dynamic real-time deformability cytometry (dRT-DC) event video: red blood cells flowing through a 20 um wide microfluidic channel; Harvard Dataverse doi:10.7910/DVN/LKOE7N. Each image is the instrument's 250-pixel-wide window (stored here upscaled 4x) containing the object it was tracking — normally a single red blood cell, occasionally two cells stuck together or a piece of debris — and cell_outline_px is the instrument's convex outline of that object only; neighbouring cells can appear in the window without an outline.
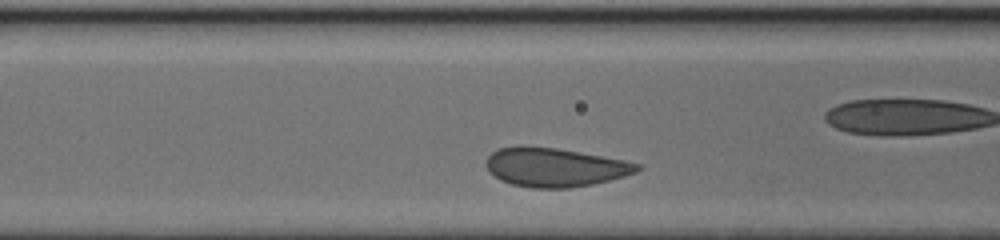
{"species": "human", "species_latin": "Homo sapiens", "temperature_condition": "cold", "stored_images_in_passage": 21, "camera_frame_rate_fps": 3000, "um_per_image_px": 0.085, "donor": {"sex": "female"}, "frame": {"image": 1, "passage_image": 15, "time_ms": 4.667, "image_size_px": [1000, 240], "cell_outline_px": [[640, 168], [636, 172], [624, 176], [592, 184], [568, 188], [532, 188], [512, 184], [500, 180], [488, 168], [488, 156], [492, 152], [500, 148], [556, 148], [624, 160], [640, 164]], "centroid_in_image_um": [47.22, 14.25], "position_along_channel_um": 119.4, "area_um2": 33.12}}
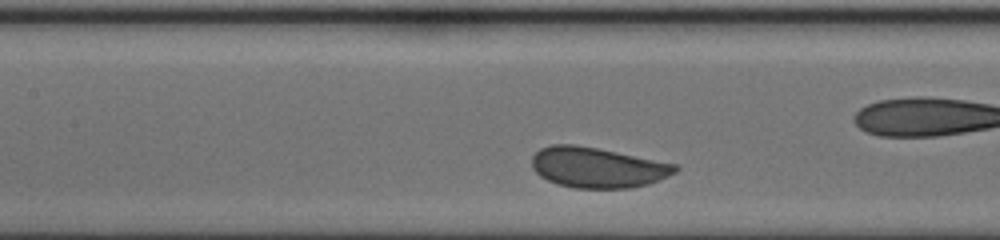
{"frame": {"image": 2, "passage_image": 18, "time_ms": 5.667, "image_size_px": [1000, 240], "cell_outline_px": [[680, 168], [676, 172], [668, 176], [648, 184], [632, 188], [576, 188], [560, 184], [548, 180], [540, 176], [532, 168], [532, 156], [540, 148], [552, 144], [576, 144], [676, 164]], "centroid_in_image_um": [50.77, 14.23], "position_along_channel_um": 156.6, "area_um2": 33.58}}